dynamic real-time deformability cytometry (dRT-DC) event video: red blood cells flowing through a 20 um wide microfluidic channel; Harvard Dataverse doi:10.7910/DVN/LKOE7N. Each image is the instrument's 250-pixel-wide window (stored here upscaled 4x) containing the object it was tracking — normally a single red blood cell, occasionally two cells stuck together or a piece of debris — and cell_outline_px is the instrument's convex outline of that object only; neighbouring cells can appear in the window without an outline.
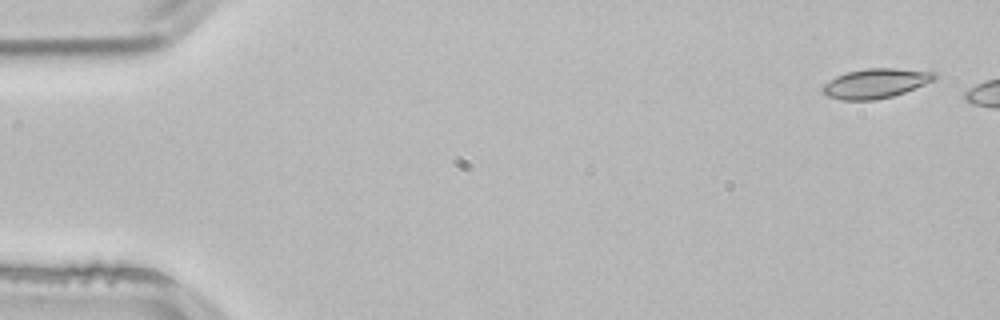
{"species": "common noctule bat (a hibernating species)", "species_latin": "Nyctalus noctula", "temperature_condition": "room temperature", "stored_images_in_passage": 4, "camera_frame_rate_fps": 3000, "um_per_image_px": 0.085, "animal": {"sex": "male", "body_mass_g": 21.5, "forearm_length_mm": 52.0}, "frame": {"image": 1, "passage_image": 1, "time_ms": 0.0, "image_size_px": [1000, 320], "cell_outline_px": [[936, 76], [932, 80], [924, 84], [904, 92], [892, 96], [876, 100], [840, 100], [828, 96], [820, 92], [820, 88], [824, 84], [836, 76], [848, 72], [868, 68], [892, 68], [936, 72]], "centroid_in_image_um": [74.36, 7.09], "position_along_channel_um": 10.6, "area_um2": 19.13}}